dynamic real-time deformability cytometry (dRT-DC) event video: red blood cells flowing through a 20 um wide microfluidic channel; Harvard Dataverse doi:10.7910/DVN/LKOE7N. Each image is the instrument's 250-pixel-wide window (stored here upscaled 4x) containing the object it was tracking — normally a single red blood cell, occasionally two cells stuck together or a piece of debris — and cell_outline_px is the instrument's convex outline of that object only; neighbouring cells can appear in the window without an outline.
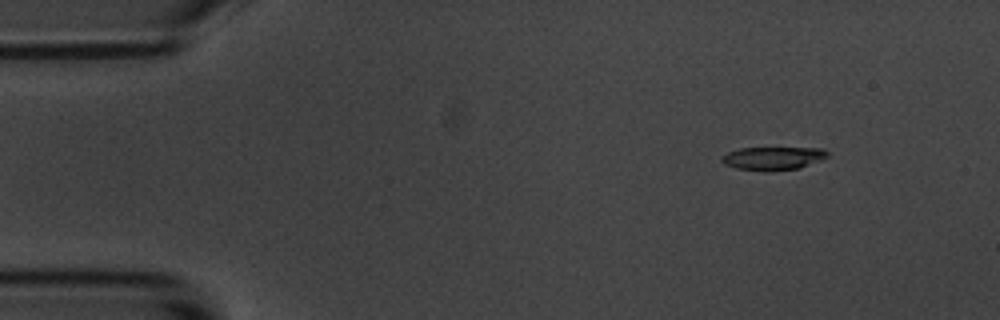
{"species": "common noctule bat (a hibernating species)", "species_latin": "Nyctalus noctula", "temperature_condition": "room temperature", "stored_images_in_passage": 5, "segment_of_instrument_passage": [1, 2], "camera_frame_rate_fps": 3000, "um_per_image_px": 0.085, "animal": {"sex": "male", "body_mass_g": 20.1, "forearm_length_mm": 53.5}, "frame": {"image": 1, "passage_image": 1, "time_ms": 0.0, "image_size_px": [1000, 320], "cell_outline_px": [[828, 156], [820, 160], [800, 168], [764, 172], [736, 168], [724, 164], [720, 160], [720, 156], [728, 152], [740, 148], [824, 148], [828, 152]], "centroid_in_image_um": [65.67, 13.46], "position_along_channel_um": 19.3, "area_um2": 14.45}}